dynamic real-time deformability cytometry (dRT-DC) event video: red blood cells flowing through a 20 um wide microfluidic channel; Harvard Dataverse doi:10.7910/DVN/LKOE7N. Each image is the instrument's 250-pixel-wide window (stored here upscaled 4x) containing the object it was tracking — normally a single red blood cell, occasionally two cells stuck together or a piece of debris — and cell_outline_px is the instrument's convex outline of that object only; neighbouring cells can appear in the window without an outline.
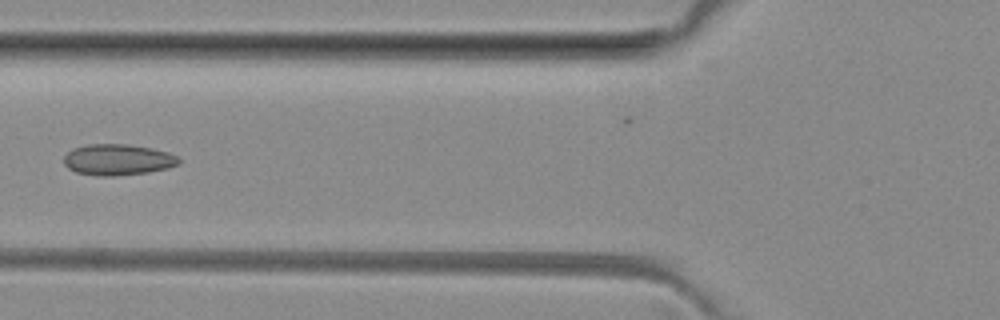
{"species": "common noctule bat (a hibernating species)", "species_latin": "Nyctalus noctula", "temperature_condition": "room temperature", "stored_images_in_passage": 4, "camera_frame_rate_fps": 3000, "um_per_image_px": 0.085, "animal": {"sex": "female", "body_mass_g": 29.2, "forearm_length_mm": 56.3}, "frame": {"image": 1, "passage_image": 4, "time_ms": 3.333, "image_size_px": [1000, 320], "cell_outline_px": [[180, 164], [168, 168], [148, 172], [116, 176], [96, 176], [76, 172], [68, 168], [64, 164], [64, 156], [68, 152], [76, 148], [88, 144], [124, 144], [152, 148], [168, 152], [176, 156], [180, 160]], "centroid_in_image_um": [10.02, 13.58], "position_along_channel_um": 115.8, "area_um2": 20.81}}